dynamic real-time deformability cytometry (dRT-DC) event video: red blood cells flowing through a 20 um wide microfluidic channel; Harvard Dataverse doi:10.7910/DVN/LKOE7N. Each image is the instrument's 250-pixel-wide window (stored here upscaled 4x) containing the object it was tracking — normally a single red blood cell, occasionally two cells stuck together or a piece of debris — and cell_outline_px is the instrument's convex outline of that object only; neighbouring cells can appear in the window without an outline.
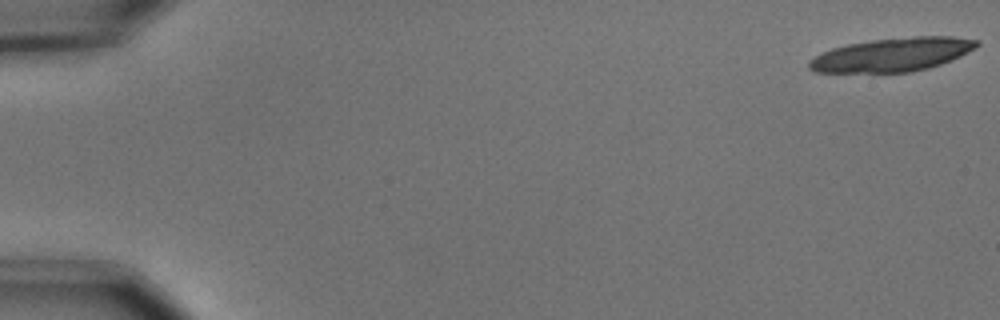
{"species": "common noctule bat (a hibernating species)", "species_latin": "Nyctalus noctula", "temperature_condition": "cold", "stored_images_in_passage": 42, "camera_frame_rate_fps": 3000, "um_per_image_px": 0.085, "animal": {"sex": "male", "body_mass_g": 15.6}, "frame": {"image": 1, "passage_image": 1, "time_ms": 0.0, "image_size_px": [1000, 320], "cell_outline_px": [[980, 44], [976, 48], [960, 56], [940, 64], [928, 68], [912, 72], [812, 72], [808, 68], [808, 60], [820, 52], [832, 48], [848, 44], [872, 40], [912, 36], [952, 36], [980, 40]], "centroid_in_image_um": [75.83, 4.64], "position_along_channel_um": 9.2, "area_um2": 33.0}}